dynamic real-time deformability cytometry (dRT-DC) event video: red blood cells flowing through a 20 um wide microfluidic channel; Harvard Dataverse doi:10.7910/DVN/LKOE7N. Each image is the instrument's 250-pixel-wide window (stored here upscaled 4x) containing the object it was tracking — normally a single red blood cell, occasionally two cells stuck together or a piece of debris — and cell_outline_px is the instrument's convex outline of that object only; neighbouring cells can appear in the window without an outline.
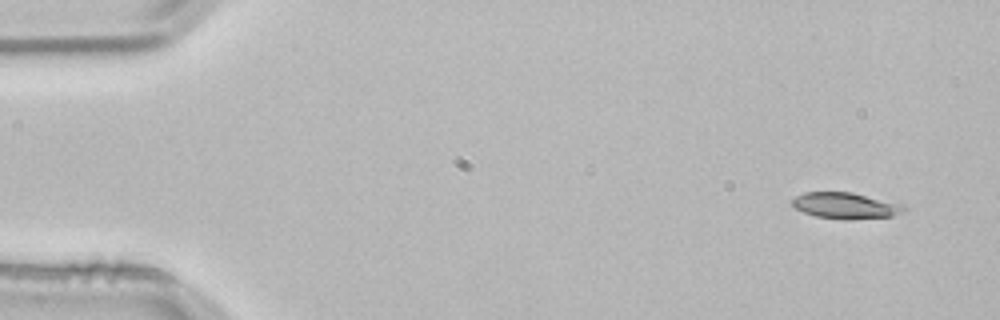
{"species": "common noctule bat (a hibernating species)", "species_latin": "Nyctalus noctula", "temperature_condition": "room temperature", "stored_images_in_passage": 4, "camera_frame_rate_fps": 3000, "um_per_image_px": 0.085, "animal": {"sex": "male", "body_mass_g": 21.5, "forearm_length_mm": 52.0}, "frame": {"image": 1, "passage_image": 1, "time_ms": 0.0, "image_size_px": [1000, 320], "cell_outline_px": [[904, 212], [892, 216], [848, 220], [840, 220], [816, 216], [804, 212], [796, 208], [792, 204], [792, 200], [796, 196], [804, 192], [852, 192], [904, 204]], "centroid_in_image_um": [71.89, 17.48], "position_along_channel_um": 13.1, "area_um2": 17.11}}